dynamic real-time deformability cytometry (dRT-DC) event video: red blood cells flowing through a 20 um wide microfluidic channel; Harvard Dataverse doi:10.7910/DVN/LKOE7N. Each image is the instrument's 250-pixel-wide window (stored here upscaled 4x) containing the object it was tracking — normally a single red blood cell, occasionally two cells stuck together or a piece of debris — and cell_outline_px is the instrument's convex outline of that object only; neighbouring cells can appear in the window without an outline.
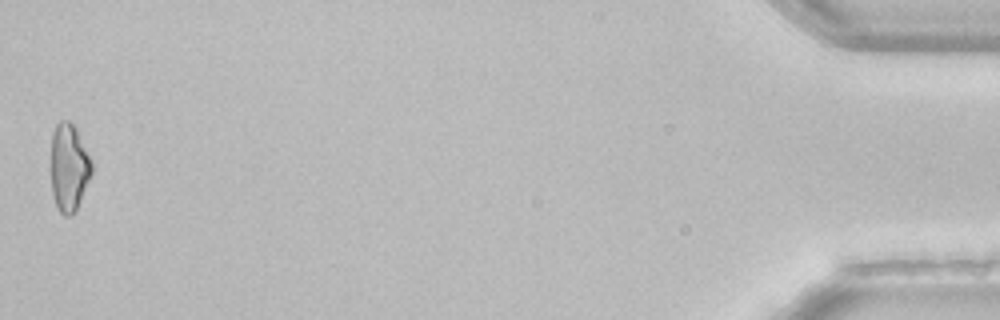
{"species": "common noctule bat (a hibernating species)", "species_latin": "Nyctalus noctula", "temperature_condition": "room temperature", "stored_images_in_passage": 51, "camera_frame_rate_fps": 3000, "um_per_image_px": 0.085, "animal": {"sex": "female", "body_mass_g": 22.7, "forearm_length_mm": 54.2}, "frame": {"image": 1, "passage_image": 51, "time_ms": 16.667, "image_size_px": [1000, 320], "cell_outline_px": [[92, 172], [76, 212], [68, 216], [64, 216], [56, 208], [52, 192], [52, 132], [56, 124], [60, 120], [68, 120], [76, 128], [92, 160]], "centroid_in_image_um": [5.87, 14.25], "position_along_channel_um": 429.3, "area_um2": 20.87}, "authors_computed_cell_mechanics": {"area_um2": 21.1548, "velocity_mm_per_s": 3.9745, "shape_relaxation_time_tau1_ms": 7.9127, "shape_relaxation_time_tau2_ms": null, "deformation_change_tau1": 0.1903, "deformation_change_tau2": null}}